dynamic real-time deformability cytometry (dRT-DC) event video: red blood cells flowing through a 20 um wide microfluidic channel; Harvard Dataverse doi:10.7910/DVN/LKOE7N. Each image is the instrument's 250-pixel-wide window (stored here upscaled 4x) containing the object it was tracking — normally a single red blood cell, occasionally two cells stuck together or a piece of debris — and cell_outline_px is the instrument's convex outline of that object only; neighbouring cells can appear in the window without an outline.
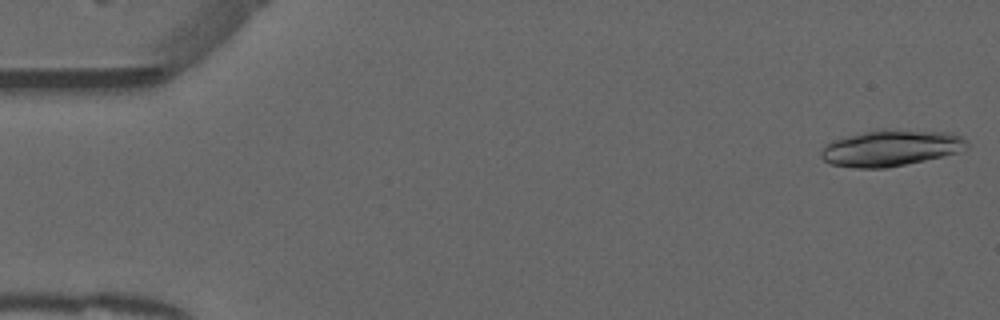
{"species": "common noctule bat (a hibernating species)", "species_latin": "Nyctalus noctula", "temperature_condition": "warm", "stored_images_in_passage": 17, "camera_frame_rate_fps": 3000, "um_per_image_px": 0.085, "animal": {"sex": "male", "forearm_length_mm": 52.5}, "frame": {"image": 1, "passage_image": 1, "time_ms": 0.0, "image_size_px": [1000, 320], "cell_outline_px": [[968, 148], [956, 152], [924, 160], [888, 168], [856, 168], [832, 164], [824, 160], [820, 156], [820, 152], [824, 144], [832, 140], [864, 132], [884, 128], [948, 132], [960, 136], [968, 140]], "centroid_in_image_um": [75.7, 12.57], "position_along_channel_um": 9.3, "area_um2": 30.87}}